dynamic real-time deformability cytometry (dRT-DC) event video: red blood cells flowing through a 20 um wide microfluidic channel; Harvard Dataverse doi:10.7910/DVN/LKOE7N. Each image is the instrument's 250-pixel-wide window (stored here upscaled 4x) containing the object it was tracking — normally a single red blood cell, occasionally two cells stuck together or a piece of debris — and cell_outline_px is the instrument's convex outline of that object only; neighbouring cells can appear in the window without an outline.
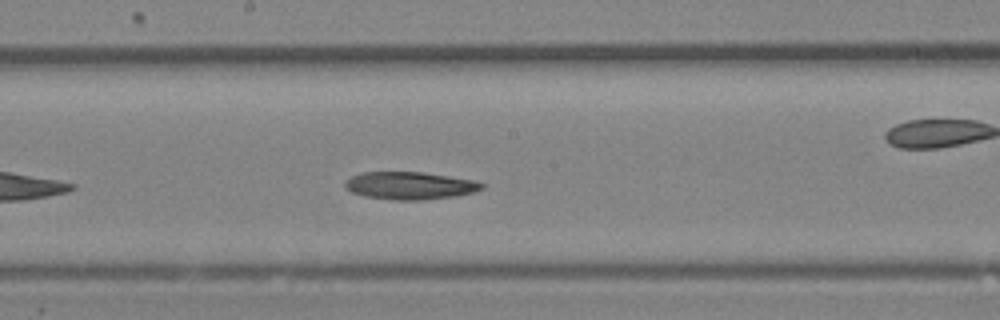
{"species": "Egyptian fruit bat (a non-hibernating species)", "species_latin": "Rousettus aegyptiacus", "temperature_condition": "room temperature", "stored_images_in_passage": 19, "camera_frame_rate_fps": 3000, "um_per_image_px": 0.085, "animal": {"sex": "female"}, "frame": {"image": 1, "passage_image": 14, "time_ms": 4.333, "image_size_px": [1000, 320], "cell_outline_px": [[484, 188], [472, 192], [456, 196], [424, 200], [392, 200], [364, 196], [352, 192], [344, 188], [344, 180], [360, 172], [424, 172], [476, 180], [484, 184]], "centroid_in_image_um": [34.82, 15.77], "position_along_channel_um": 213.4, "area_um2": 22.25}}
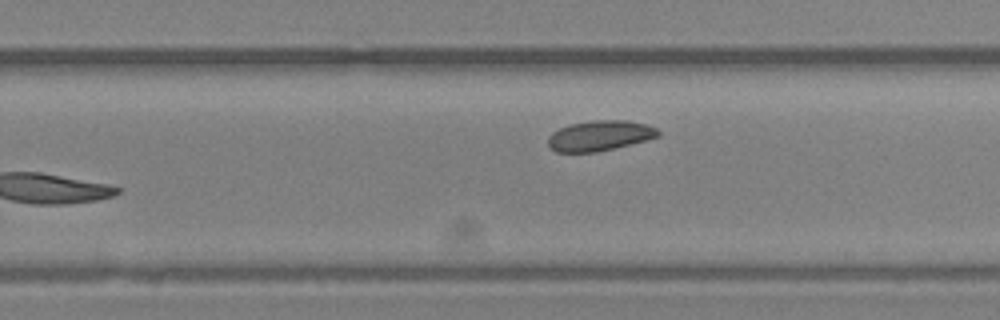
{"frame": {"image": 2, "passage_image": 19, "time_ms": 6.0, "image_size_px": [1000, 320], "cell_outline_px": [[660, 136], [648, 140], [596, 152], [556, 152], [548, 144], [548, 136], [552, 132], [568, 124], [596, 120], [628, 120], [648, 124], [656, 128], [660, 132]], "centroid_in_image_um": [51.0, 11.52], "position_along_channel_um": 278.8, "area_um2": 19.54}}